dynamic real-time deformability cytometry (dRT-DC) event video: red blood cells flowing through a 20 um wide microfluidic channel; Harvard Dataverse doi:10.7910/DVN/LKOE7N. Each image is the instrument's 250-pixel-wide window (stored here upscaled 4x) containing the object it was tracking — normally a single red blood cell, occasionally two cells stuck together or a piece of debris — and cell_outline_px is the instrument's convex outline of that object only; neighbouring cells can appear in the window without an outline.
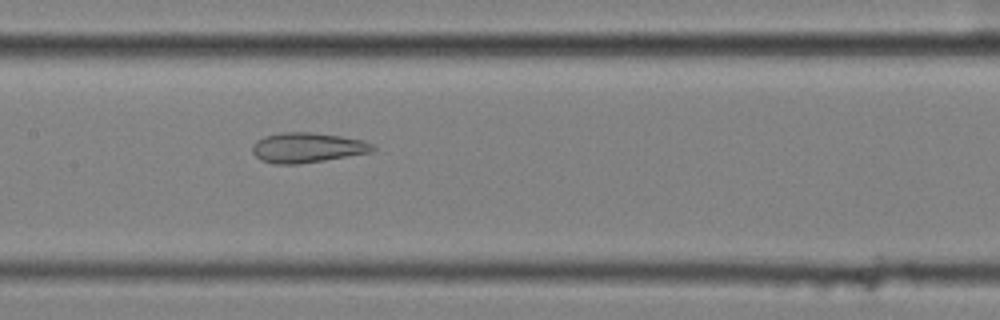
{"species": "common noctule bat (a hibernating species)", "species_latin": "Nyctalus noctula", "temperature_condition": "cold", "stored_images_in_passage": 8, "camera_frame_rate_fps": 3000, "um_per_image_px": 0.085, "animal": {"sex": "female", "body_mass_g": 25.1}, "frame": {"image": 1, "passage_image": 8, "time_ms": 2.333, "image_size_px": [1000, 320], "cell_outline_px": [[376, 148], [372, 152], [300, 164], [276, 164], [260, 160], [252, 152], [252, 144], [256, 140], [264, 136], [280, 132], [312, 132], [340, 136], [364, 140], [372, 144]], "centroid_in_image_um": [26.09, 12.54], "position_along_channel_um": 181.3, "area_um2": 21.15}}